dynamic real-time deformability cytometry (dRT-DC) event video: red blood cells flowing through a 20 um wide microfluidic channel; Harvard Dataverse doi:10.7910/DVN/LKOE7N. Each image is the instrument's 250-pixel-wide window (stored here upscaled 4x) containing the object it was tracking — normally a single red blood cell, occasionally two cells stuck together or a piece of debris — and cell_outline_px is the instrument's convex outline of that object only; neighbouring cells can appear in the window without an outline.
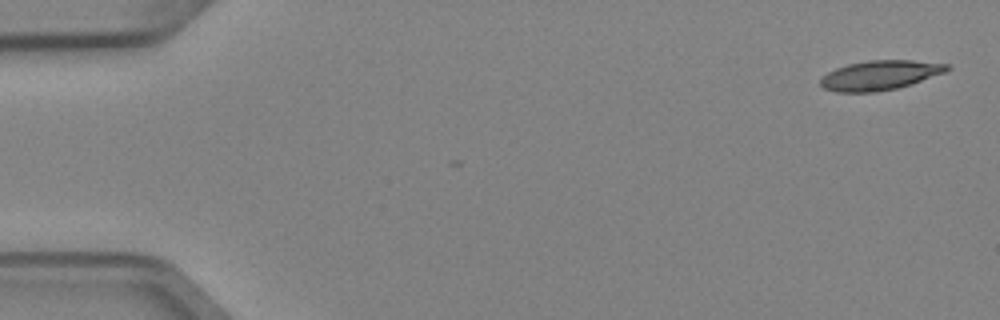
{"species": "Egyptian fruit bat (a non-hibernating species)", "species_latin": "Rousettus aegyptiacus", "temperature_condition": "cold", "stored_images_in_passage": 2, "camera_frame_rate_fps": 3000, "um_per_image_px": 0.085, "animal": {"sex": "female"}, "frame": {"image": 1, "passage_image": 1, "time_ms": 0.0, "image_size_px": [1000, 320], "cell_outline_px": [[952, 68], [944, 72], [896, 88], [876, 92], [836, 92], [824, 88], [820, 84], [820, 80], [828, 72], [836, 68], [848, 64], [868, 60], [912, 60], [948, 64]], "centroid_in_image_um": [74.76, 6.39], "position_along_channel_um": 10.2, "area_um2": 21.44}}